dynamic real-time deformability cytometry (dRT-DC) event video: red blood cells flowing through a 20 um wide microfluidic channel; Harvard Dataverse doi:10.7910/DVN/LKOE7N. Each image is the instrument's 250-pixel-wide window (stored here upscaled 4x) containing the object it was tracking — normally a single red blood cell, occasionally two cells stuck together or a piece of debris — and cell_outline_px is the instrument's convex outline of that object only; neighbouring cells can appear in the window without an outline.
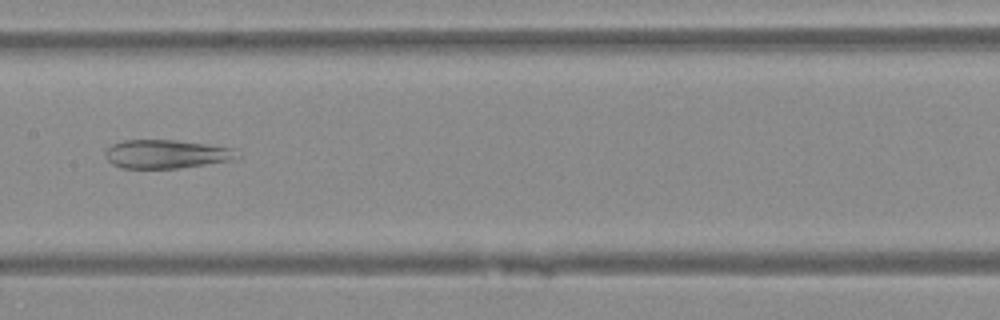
{"species": "Egyptian fruit bat (a non-hibernating species)", "species_latin": "Rousettus aegyptiacus", "temperature_condition": "warm", "stored_images_in_passage": 35, "camera_frame_rate_fps": 3000, "um_per_image_px": 0.085, "animal": {"sex": "female"}, "frame": {"image": 1, "passage_image": 11, "time_ms": 3.333, "image_size_px": [1000, 320], "cell_outline_px": [[240, 156], [236, 160], [180, 168], [124, 168], [112, 164], [104, 156], [104, 152], [112, 144], [124, 140], [176, 140], [232, 148]], "centroid_in_image_um": [14.14, 13.1], "position_along_channel_um": 193.3, "area_um2": 22.02}}
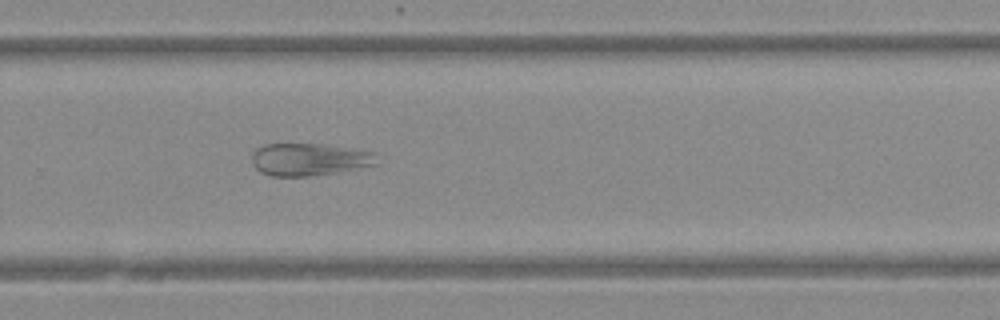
{"frame": {"image": 2, "passage_image": 19, "time_ms": 6.0, "image_size_px": [1000, 320], "cell_outline_px": [[376, 164], [336, 172], [308, 176], [272, 176], [260, 172], [256, 168], [252, 160], [252, 152], [256, 148], [264, 144], [320, 144], [372, 152]], "centroid_in_image_um": [26.18, 13.55], "position_along_channel_um": 303.6, "area_um2": 23.06}}
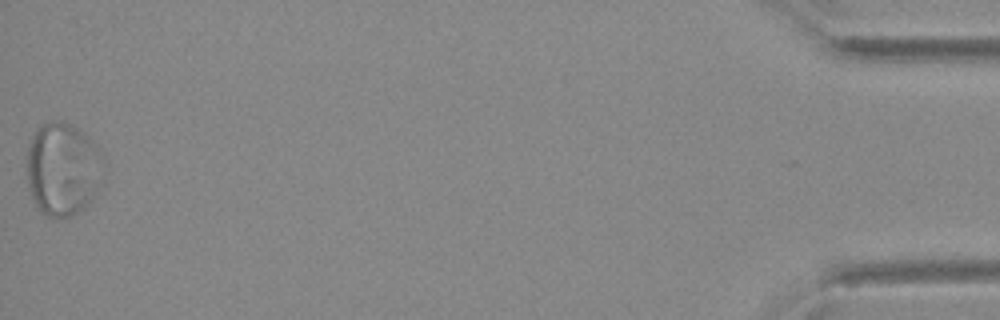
{"frame": {"image": 3, "passage_image": 35, "time_ms": 11.333, "image_size_px": [1000, 320], "cell_outline_px": [[104, 160], [92, 196], [84, 208], [68, 216], [48, 216], [36, 204], [32, 196], [28, 180], [28, 148], [36, 128], [52, 120], [64, 120], [88, 136], [96, 144], [104, 156]], "centroid_in_image_um": [5.32, 14.3], "position_along_channel_um": 429.9, "area_um2": 40.58}}